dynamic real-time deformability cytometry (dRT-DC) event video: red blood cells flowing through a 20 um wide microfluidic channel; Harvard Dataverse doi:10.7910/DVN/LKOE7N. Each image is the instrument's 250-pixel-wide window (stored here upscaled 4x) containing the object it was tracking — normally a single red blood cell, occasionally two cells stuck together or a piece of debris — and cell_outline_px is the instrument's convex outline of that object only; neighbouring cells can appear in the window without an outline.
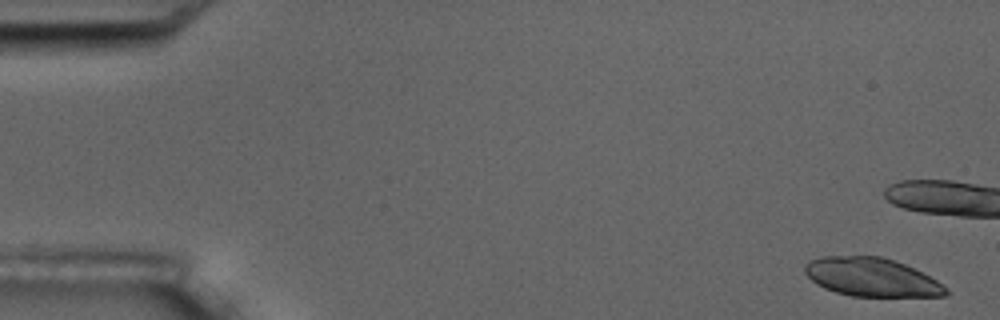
{"species": "common noctule bat (a hibernating species)", "species_latin": "Nyctalus noctula", "temperature_condition": "room temperature", "stored_images_in_passage": 5, "camera_frame_rate_fps": 3000, "um_per_image_px": 0.085, "animal": {"sex": "male", "body_mass_g": 17.5, "forearm_length_mm": 52.3}, "frame": {"image": 1, "passage_image": 1, "time_ms": 0.0, "image_size_px": [1000, 320], "cell_outline_px": [[948, 292], [944, 296], [852, 296], [836, 292], [824, 288], [816, 284], [804, 272], [804, 264], [808, 260], [820, 256], [880, 256], [904, 264], [936, 280], [948, 288]], "centroid_in_image_um": [74.03, 23.55], "position_along_channel_um": 11.0, "area_um2": 31.5}}